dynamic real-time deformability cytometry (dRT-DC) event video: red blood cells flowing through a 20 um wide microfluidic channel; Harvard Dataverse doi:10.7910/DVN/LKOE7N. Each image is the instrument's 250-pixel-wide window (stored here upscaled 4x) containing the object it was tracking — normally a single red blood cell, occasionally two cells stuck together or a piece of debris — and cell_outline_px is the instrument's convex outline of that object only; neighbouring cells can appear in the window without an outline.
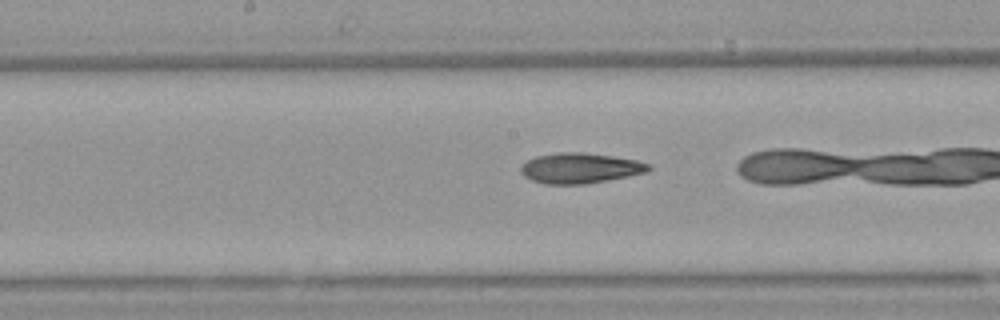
{"species": "Egyptian fruit bat (a non-hibernating species)", "species_latin": "Rousettus aegyptiacus", "temperature_condition": "warm", "stored_images_in_passage": 36, "camera_frame_rate_fps": 3000, "um_per_image_px": 0.085, "animal": {"sex": "female"}, "frame": {"image": 1, "passage_image": 23, "time_ms": 7.333, "image_size_px": [1000, 320], "cell_outline_px": [[652, 168], [648, 172], [608, 180], [584, 184], [544, 184], [532, 180], [524, 176], [520, 172], [520, 168], [528, 160], [536, 156], [560, 152], [584, 152], [612, 156], [636, 160], [652, 164]], "centroid_in_image_um": [49.33, 14.29], "position_along_channel_um": 198.9, "area_um2": 22.66}}
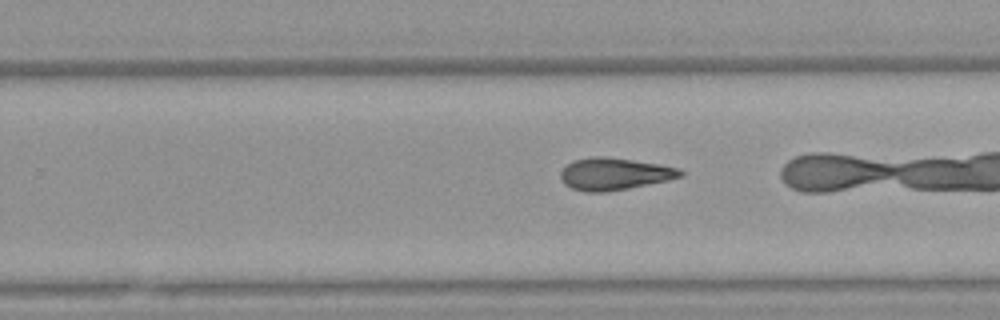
{"frame": {"image": 2, "passage_image": 29, "time_ms": 9.333, "image_size_px": [1000, 320], "cell_outline_px": [[684, 176], [668, 180], [608, 192], [588, 192], [572, 188], [564, 184], [560, 176], [560, 172], [572, 160], [592, 156], [604, 156], [660, 164], [680, 168], [684, 172]], "centroid_in_image_um": [52.23, 14.78], "position_along_channel_um": 277.6, "area_um2": 22.48}}